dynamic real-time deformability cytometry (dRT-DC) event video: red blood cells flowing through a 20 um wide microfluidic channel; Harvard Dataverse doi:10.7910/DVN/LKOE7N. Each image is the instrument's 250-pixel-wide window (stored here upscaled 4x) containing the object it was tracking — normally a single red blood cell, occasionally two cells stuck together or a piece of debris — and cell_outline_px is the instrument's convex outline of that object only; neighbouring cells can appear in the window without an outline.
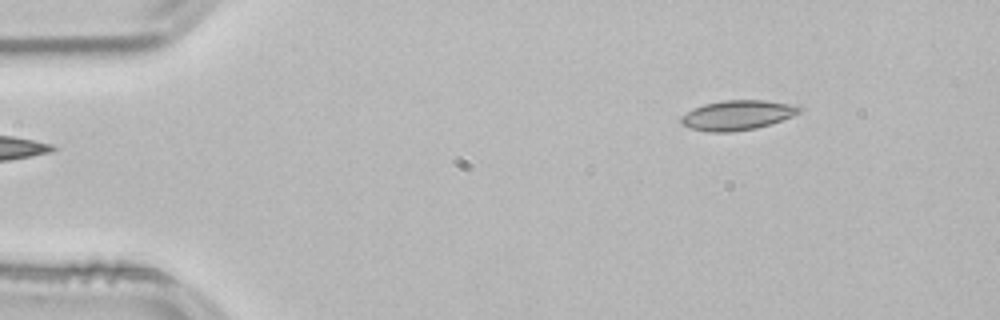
{"species": "common noctule bat (a hibernating species)", "species_latin": "Nyctalus noctula", "temperature_condition": "room temperature", "stored_images_in_passage": 47, "camera_frame_rate_fps": 3000, "um_per_image_px": 0.085, "animal": {"sex": "male", "body_mass_g": 21.5, "forearm_length_mm": 52.0}, "frame": {"image": 1, "passage_image": 1, "time_ms": 0.0, "image_size_px": [1000, 320], "cell_outline_px": [[804, 108], [800, 112], [792, 116], [756, 128], [732, 132], [708, 132], [688, 128], [680, 124], [680, 116], [704, 104], [724, 100], [764, 100], [788, 104]], "centroid_in_image_um": [62.62, 9.8], "position_along_channel_um": 22.4, "area_um2": 20.35}}
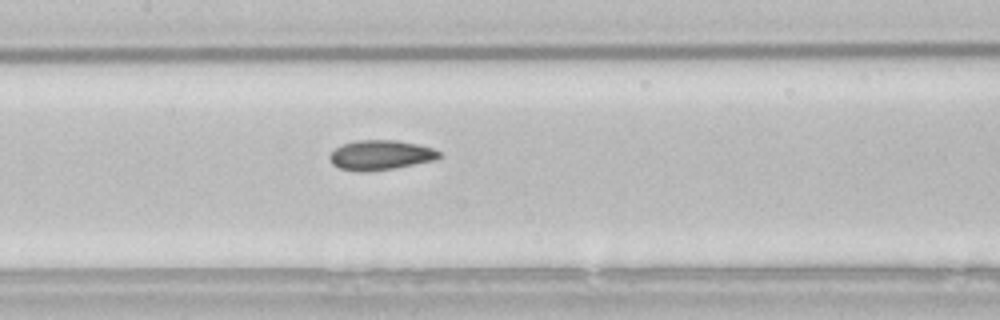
{"frame": {"image": 2, "passage_image": 19, "time_ms": 6.0, "image_size_px": [1000, 320], "cell_outline_px": [[440, 156], [436, 160], [392, 168], [364, 172], [360, 172], [340, 168], [332, 164], [328, 156], [340, 144], [356, 140], [396, 140], [416, 144], [432, 148], [440, 152]], "centroid_in_image_um": [32.31, 13.17], "position_along_channel_um": 175.1, "area_um2": 18.9}}
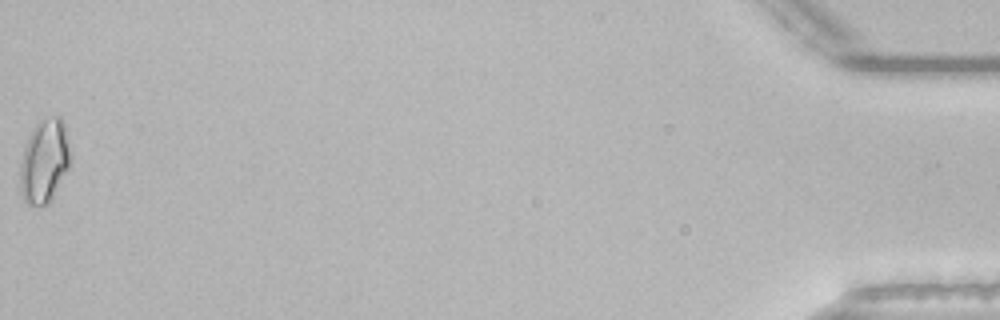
{"frame": {"image": 3, "passage_image": 47, "time_ms": 15.333, "image_size_px": [1000, 320], "cell_outline_px": [[72, 156], [68, 168], [48, 204], [28, 204], [24, 200], [20, 192], [20, 160], [28, 136], [32, 128], [36, 124], [44, 120], [56, 116], [60, 116], [64, 124]], "centroid_in_image_um": [3.77, 13.68], "position_along_channel_um": 431.4, "area_um2": 24.33}, "authors_computed_cell_mechanics": {"area_um2": 19.0162, "velocity_mm_per_s": 3.8404, "shape_relaxation_time_tau1_ms": null, "shape_relaxation_time_tau2_ms": 2.6727, "deformation_change_tau1": null, "deformation_change_tau2": 0.0648}}